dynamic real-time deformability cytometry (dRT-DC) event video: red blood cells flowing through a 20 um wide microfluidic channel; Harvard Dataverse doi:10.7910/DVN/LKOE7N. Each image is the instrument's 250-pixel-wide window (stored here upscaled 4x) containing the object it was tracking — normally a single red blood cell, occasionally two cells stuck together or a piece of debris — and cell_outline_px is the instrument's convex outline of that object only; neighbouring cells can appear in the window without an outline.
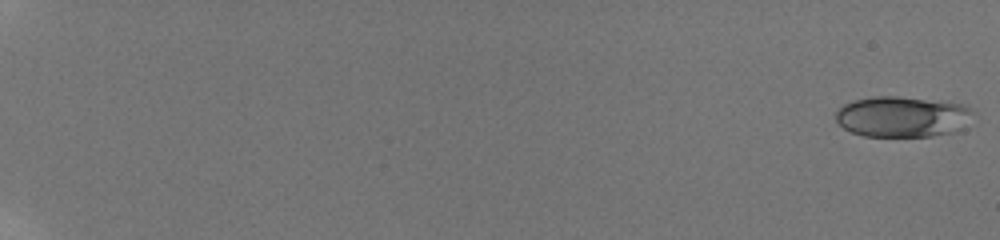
{"species": "human", "species_latin": "Homo sapiens", "temperature_condition": "room temperature", "stored_images_in_passage": 10, "camera_frame_rate_fps": 3000, "um_per_image_px": 0.085, "donor": {"sex": "male"}, "frame": {"image": 1, "passage_image": 1, "time_ms": 0.0, "image_size_px": [1000, 240], "cell_outline_px": [[976, 112], [964, 128], [956, 132], [932, 136], [864, 136], [852, 132], [844, 128], [836, 120], [836, 112], [844, 104], [852, 100], [872, 96], [896, 96], [940, 100], [968, 104]], "centroid_in_image_um": [76.79, 9.9], "position_along_channel_um": 8.2, "area_um2": 33.29}}
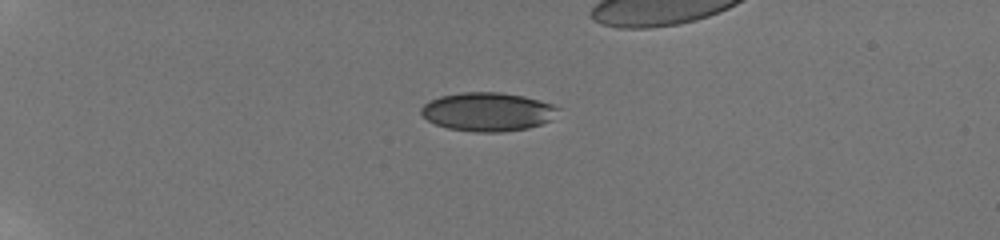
{"frame": {"image": 2, "passage_image": 6, "time_ms": 5.667, "image_size_px": [1000, 240], "cell_outline_px": [[560, 108], [548, 120], [540, 124], [528, 128], [500, 132], [476, 132], [448, 128], [436, 124], [428, 120], [420, 112], [420, 108], [424, 104], [440, 96], [460, 92], [500, 92], [524, 96], [552, 104]], "centroid_in_image_um": [41.42, 9.49], "position_along_channel_um": 43.6, "area_um2": 30.58}}